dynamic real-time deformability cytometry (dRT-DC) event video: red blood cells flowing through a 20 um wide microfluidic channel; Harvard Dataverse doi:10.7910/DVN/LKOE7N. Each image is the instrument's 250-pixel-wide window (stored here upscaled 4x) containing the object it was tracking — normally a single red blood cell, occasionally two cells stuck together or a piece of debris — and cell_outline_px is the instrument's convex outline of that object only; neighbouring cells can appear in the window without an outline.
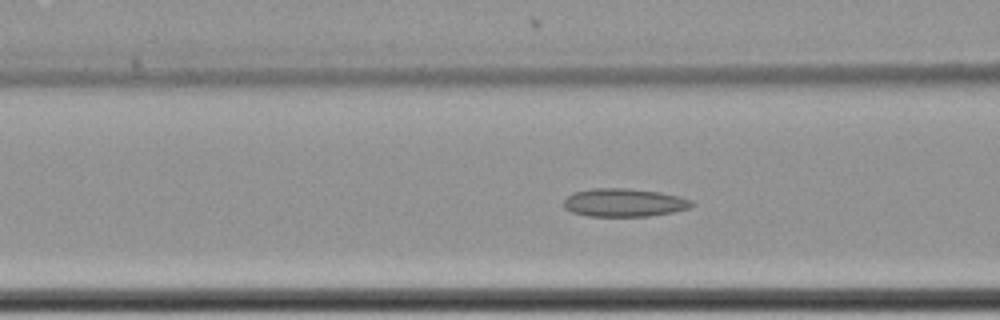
{"species": "common noctule bat (a hibernating species)", "species_latin": "Nyctalus noctula", "temperature_condition": "cold", "stored_images_in_passage": 64, "camera_frame_rate_fps": 3000, "um_per_image_px": 0.085, "animal": {"sex": "female", "body_mass_g": 22.7, "forearm_length_mm": 54.2}, "frame": {"image": 1, "passage_image": 28, "time_ms": 9.0, "image_size_px": [1000, 320], "cell_outline_px": [[692, 204], [688, 208], [672, 212], [648, 216], [588, 216], [572, 212], [564, 208], [564, 200], [572, 192], [592, 188], [628, 188], [660, 192], [680, 196], [692, 200]], "centroid_in_image_um": [53.02, 17.21], "position_along_channel_um": 113.6, "area_um2": 21.04}}
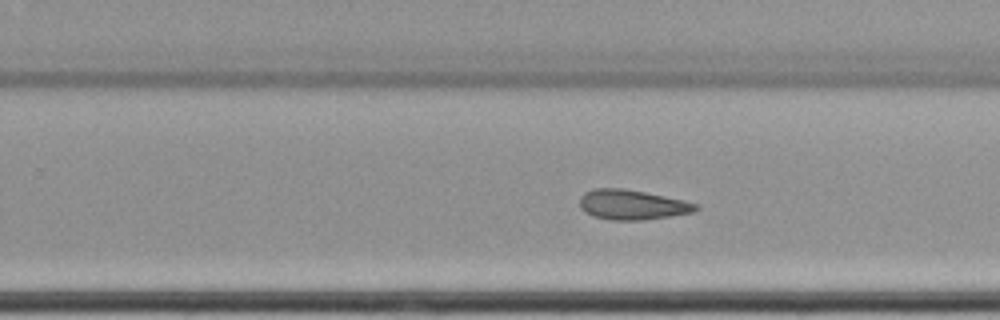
{"frame": {"image": 2, "passage_image": 42, "time_ms": 13.667, "image_size_px": [1000, 320], "cell_outline_px": [[700, 208], [692, 212], [644, 220], [612, 220], [592, 216], [584, 212], [580, 208], [580, 196], [584, 192], [592, 188], [620, 188], [644, 192], [684, 200], [700, 204]], "centroid_in_image_um": [53.71, 17.4], "position_along_channel_um": 276.1, "area_um2": 20.29}}
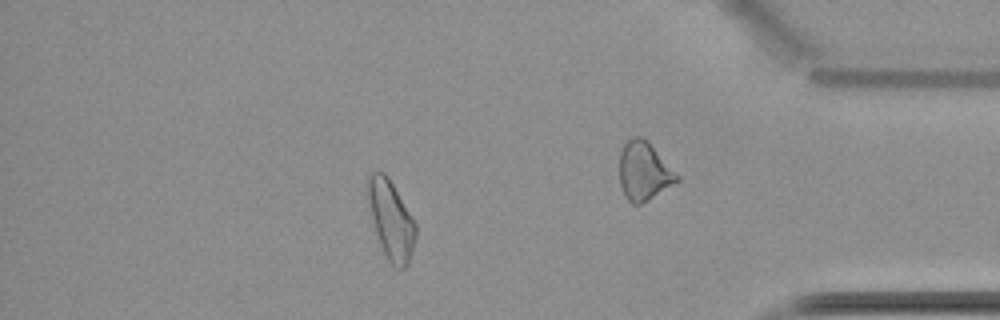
{"frame": {"image": 3, "passage_image": 56, "time_ms": 18.333, "image_size_px": [1000, 320], "cell_outline_px": [[416, 236], [408, 264], [404, 268], [396, 268], [388, 260], [380, 244], [376, 232], [364, 188], [364, 184], [368, 172], [376, 168], [384, 172], [388, 176], [416, 224]], "centroid_in_image_um": [33.18, 18.57], "position_along_channel_um": 402.0, "area_um2": 22.25}}